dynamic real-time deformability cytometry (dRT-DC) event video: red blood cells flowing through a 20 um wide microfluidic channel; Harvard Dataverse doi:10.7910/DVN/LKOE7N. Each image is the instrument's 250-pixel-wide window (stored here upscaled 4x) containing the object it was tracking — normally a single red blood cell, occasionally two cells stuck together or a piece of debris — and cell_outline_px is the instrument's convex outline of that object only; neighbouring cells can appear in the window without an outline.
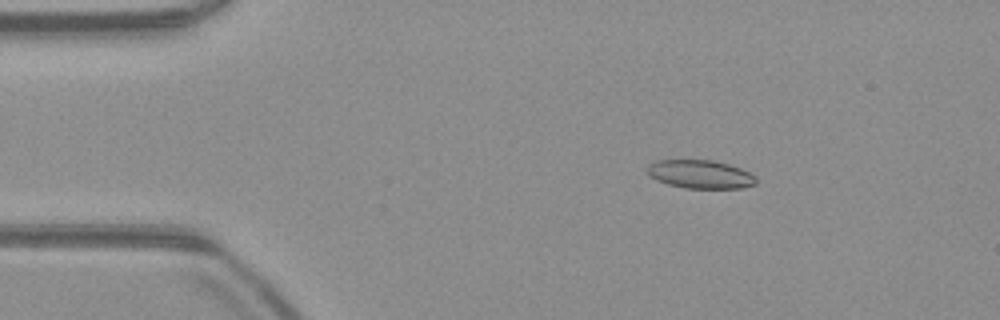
{"species": "common noctule bat (a hibernating species)", "species_latin": "Nyctalus noctula", "temperature_condition": "warm", "stored_images_in_passage": 14, "camera_frame_rate_fps": 3000, "um_per_image_px": 0.085, "animal": {"sex": "male", "body_mass_g": 23.1, "forearm_length_mm": 52.7}, "frame": {"image": 1, "passage_image": 8, "time_ms": 2.333, "image_size_px": [1000, 320], "cell_outline_px": [[756, 184], [740, 188], [684, 188], [668, 184], [656, 180], [648, 176], [648, 164], [656, 160], [712, 160], [728, 164], [740, 168], [756, 176]], "centroid_in_image_um": [59.5, 14.81], "position_along_channel_um": 25.5, "area_um2": 18.03}}